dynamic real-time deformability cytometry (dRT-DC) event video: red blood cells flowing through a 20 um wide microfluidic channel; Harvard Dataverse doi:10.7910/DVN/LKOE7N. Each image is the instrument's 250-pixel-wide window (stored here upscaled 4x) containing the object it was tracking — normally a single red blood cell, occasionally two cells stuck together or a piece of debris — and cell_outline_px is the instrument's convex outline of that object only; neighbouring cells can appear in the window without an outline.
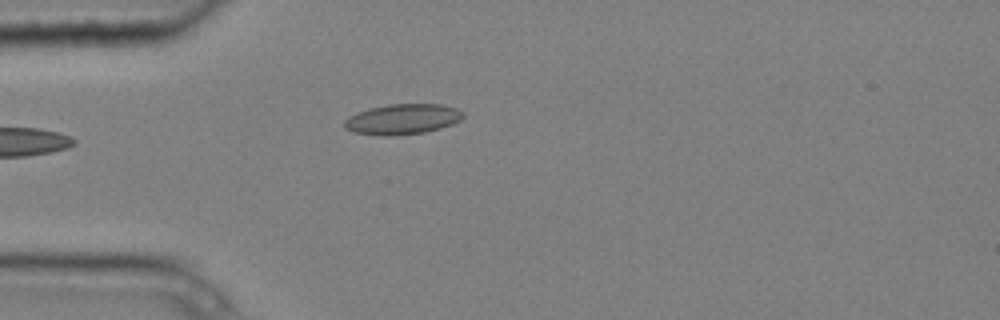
{"species": "common noctule bat (a hibernating species)", "species_latin": "Nyctalus noctula", "temperature_condition": "cold", "stored_images_in_passage": 5, "camera_frame_rate_fps": 3000, "um_per_image_px": 0.085, "animal": {"sex": "male", "body_mass_g": 20.4}, "frame": {"image": 1, "passage_image": 5, "time_ms": 1.333, "image_size_px": [1000, 320], "cell_outline_px": [[464, 116], [460, 120], [452, 124], [440, 128], [424, 132], [392, 136], [384, 136], [352, 132], [344, 128], [344, 120], [368, 108], [388, 104], [440, 104], [456, 108], [464, 112]], "centroid_in_image_um": [34.22, 10.13], "position_along_channel_um": 50.8, "area_um2": 20.98}}